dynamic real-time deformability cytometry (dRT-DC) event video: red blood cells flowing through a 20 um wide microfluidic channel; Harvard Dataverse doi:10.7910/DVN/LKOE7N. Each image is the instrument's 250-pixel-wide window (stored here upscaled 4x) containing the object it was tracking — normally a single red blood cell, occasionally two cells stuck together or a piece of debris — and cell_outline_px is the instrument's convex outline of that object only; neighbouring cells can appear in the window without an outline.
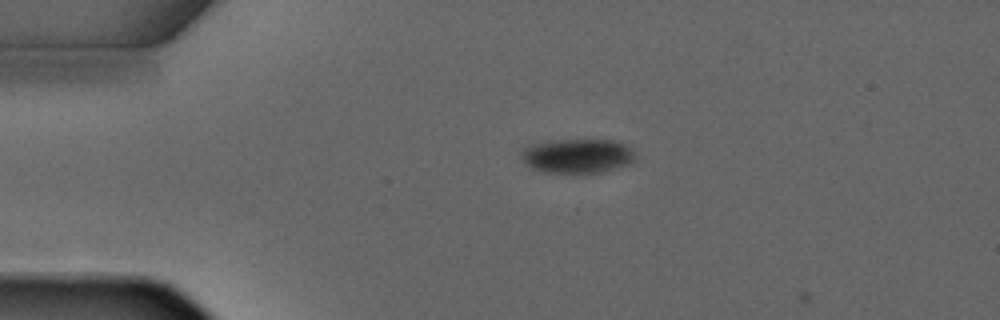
{"species": "common noctule bat (a hibernating species)", "species_latin": "Nyctalus noctula", "temperature_condition": "warm", "stored_images_in_passage": 2, "camera_frame_rate_fps": 3000, "um_per_image_px": 0.085, "animal": {"sex": "male", "forearm_length_mm": 52.5}, "frame": {"image": 1, "passage_image": 2, "time_ms": 2.0, "image_size_px": [1000, 320], "cell_outline_px": [[636, 156], [628, 164], [600, 172], [544, 172], [532, 168], [524, 164], [520, 160], [520, 148], [528, 144], [548, 140], [616, 140], [624, 144]], "centroid_in_image_um": [48.95, 13.23], "position_along_channel_um": 36.1, "area_um2": 22.89}}